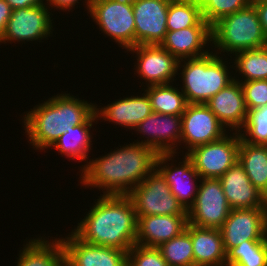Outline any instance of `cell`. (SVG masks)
<instances>
[{
	"instance_id": "1",
	"label": "cell",
	"mask_w": 267,
	"mask_h": 266,
	"mask_svg": "<svg viewBox=\"0 0 267 266\" xmlns=\"http://www.w3.org/2000/svg\"><path fill=\"white\" fill-rule=\"evenodd\" d=\"M157 156L152 148L137 142L120 146L82 165L80 183L85 188H101L102 195H128L156 168Z\"/></svg>"
},
{
	"instance_id": "2",
	"label": "cell",
	"mask_w": 267,
	"mask_h": 266,
	"mask_svg": "<svg viewBox=\"0 0 267 266\" xmlns=\"http://www.w3.org/2000/svg\"><path fill=\"white\" fill-rule=\"evenodd\" d=\"M138 218L128 195H102L71 231L85 243L126 253L135 245Z\"/></svg>"
},
{
	"instance_id": "3",
	"label": "cell",
	"mask_w": 267,
	"mask_h": 266,
	"mask_svg": "<svg viewBox=\"0 0 267 266\" xmlns=\"http://www.w3.org/2000/svg\"><path fill=\"white\" fill-rule=\"evenodd\" d=\"M95 112V104L70 93L54 95L23 117L24 130L35 150L50 148L68 125L83 124Z\"/></svg>"
},
{
	"instance_id": "4",
	"label": "cell",
	"mask_w": 267,
	"mask_h": 266,
	"mask_svg": "<svg viewBox=\"0 0 267 266\" xmlns=\"http://www.w3.org/2000/svg\"><path fill=\"white\" fill-rule=\"evenodd\" d=\"M218 55V52L213 53L211 51L204 56L178 62V71L183 67L182 72H180L183 87L180 89L188 104H205L233 81L231 72L227 67L229 65H226L229 63H225L222 59L223 56Z\"/></svg>"
},
{
	"instance_id": "5",
	"label": "cell",
	"mask_w": 267,
	"mask_h": 266,
	"mask_svg": "<svg viewBox=\"0 0 267 266\" xmlns=\"http://www.w3.org/2000/svg\"><path fill=\"white\" fill-rule=\"evenodd\" d=\"M211 35V45L217 48L215 53L221 51L234 56L236 52L267 46V38L253 4L218 20L211 26Z\"/></svg>"
},
{
	"instance_id": "6",
	"label": "cell",
	"mask_w": 267,
	"mask_h": 266,
	"mask_svg": "<svg viewBox=\"0 0 267 266\" xmlns=\"http://www.w3.org/2000/svg\"><path fill=\"white\" fill-rule=\"evenodd\" d=\"M94 23L124 49L135 46L132 0H85Z\"/></svg>"
},
{
	"instance_id": "7",
	"label": "cell",
	"mask_w": 267,
	"mask_h": 266,
	"mask_svg": "<svg viewBox=\"0 0 267 266\" xmlns=\"http://www.w3.org/2000/svg\"><path fill=\"white\" fill-rule=\"evenodd\" d=\"M128 196L137 216L187 215V210L171 193L168 183L156 168Z\"/></svg>"
},
{
	"instance_id": "8",
	"label": "cell",
	"mask_w": 267,
	"mask_h": 266,
	"mask_svg": "<svg viewBox=\"0 0 267 266\" xmlns=\"http://www.w3.org/2000/svg\"><path fill=\"white\" fill-rule=\"evenodd\" d=\"M232 135L226 134L219 140L196 146L185 152L200 178L219 179L238 161L240 133L233 132Z\"/></svg>"
},
{
	"instance_id": "9",
	"label": "cell",
	"mask_w": 267,
	"mask_h": 266,
	"mask_svg": "<svg viewBox=\"0 0 267 266\" xmlns=\"http://www.w3.org/2000/svg\"><path fill=\"white\" fill-rule=\"evenodd\" d=\"M197 195L187 210L188 224L202 228L220 229L231 208L219 179L201 178Z\"/></svg>"
},
{
	"instance_id": "10",
	"label": "cell",
	"mask_w": 267,
	"mask_h": 266,
	"mask_svg": "<svg viewBox=\"0 0 267 266\" xmlns=\"http://www.w3.org/2000/svg\"><path fill=\"white\" fill-rule=\"evenodd\" d=\"M46 4L12 11L5 32L0 39L4 42H28L47 39L52 34L53 24ZM7 41V42H6Z\"/></svg>"
},
{
	"instance_id": "11",
	"label": "cell",
	"mask_w": 267,
	"mask_h": 266,
	"mask_svg": "<svg viewBox=\"0 0 267 266\" xmlns=\"http://www.w3.org/2000/svg\"><path fill=\"white\" fill-rule=\"evenodd\" d=\"M226 253L244 241L267 237L266 207L231 209L220 228Z\"/></svg>"
},
{
	"instance_id": "12",
	"label": "cell",
	"mask_w": 267,
	"mask_h": 266,
	"mask_svg": "<svg viewBox=\"0 0 267 266\" xmlns=\"http://www.w3.org/2000/svg\"><path fill=\"white\" fill-rule=\"evenodd\" d=\"M227 129L206 104H188L181 116V143L186 149L221 139ZM188 145V146H187Z\"/></svg>"
},
{
	"instance_id": "13",
	"label": "cell",
	"mask_w": 267,
	"mask_h": 266,
	"mask_svg": "<svg viewBox=\"0 0 267 266\" xmlns=\"http://www.w3.org/2000/svg\"><path fill=\"white\" fill-rule=\"evenodd\" d=\"M136 52L137 63L135 71L145 80V84H172L178 73V60L161 45H136L127 52ZM175 77V78H174Z\"/></svg>"
},
{
	"instance_id": "14",
	"label": "cell",
	"mask_w": 267,
	"mask_h": 266,
	"mask_svg": "<svg viewBox=\"0 0 267 266\" xmlns=\"http://www.w3.org/2000/svg\"><path fill=\"white\" fill-rule=\"evenodd\" d=\"M171 0H132L135 20V46L160 45L167 33Z\"/></svg>"
},
{
	"instance_id": "15",
	"label": "cell",
	"mask_w": 267,
	"mask_h": 266,
	"mask_svg": "<svg viewBox=\"0 0 267 266\" xmlns=\"http://www.w3.org/2000/svg\"><path fill=\"white\" fill-rule=\"evenodd\" d=\"M174 156H176L175 153L158 154L156 169L165 178L171 189V193L188 210L194 203L197 195L199 185H197L196 181L201 180V178L194 169L191 159L186 154L178 166H173L172 163H168L170 160L173 161ZM168 164L171 165L169 166Z\"/></svg>"
},
{
	"instance_id": "16",
	"label": "cell",
	"mask_w": 267,
	"mask_h": 266,
	"mask_svg": "<svg viewBox=\"0 0 267 266\" xmlns=\"http://www.w3.org/2000/svg\"><path fill=\"white\" fill-rule=\"evenodd\" d=\"M134 130L142 133L143 137L147 135V140L137 143L152 148L157 154H177L181 139V116L152 112Z\"/></svg>"
},
{
	"instance_id": "17",
	"label": "cell",
	"mask_w": 267,
	"mask_h": 266,
	"mask_svg": "<svg viewBox=\"0 0 267 266\" xmlns=\"http://www.w3.org/2000/svg\"><path fill=\"white\" fill-rule=\"evenodd\" d=\"M69 234L60 238L64 248L65 266H127L125 251L91 245L77 238L72 232Z\"/></svg>"
},
{
	"instance_id": "18",
	"label": "cell",
	"mask_w": 267,
	"mask_h": 266,
	"mask_svg": "<svg viewBox=\"0 0 267 266\" xmlns=\"http://www.w3.org/2000/svg\"><path fill=\"white\" fill-rule=\"evenodd\" d=\"M205 104L230 132L240 133L245 126L248 110L240 82L233 80Z\"/></svg>"
},
{
	"instance_id": "19",
	"label": "cell",
	"mask_w": 267,
	"mask_h": 266,
	"mask_svg": "<svg viewBox=\"0 0 267 266\" xmlns=\"http://www.w3.org/2000/svg\"><path fill=\"white\" fill-rule=\"evenodd\" d=\"M208 41L211 45V26L202 18L195 26L167 31L160 45L180 61L209 53L210 50H205Z\"/></svg>"
},
{
	"instance_id": "20",
	"label": "cell",
	"mask_w": 267,
	"mask_h": 266,
	"mask_svg": "<svg viewBox=\"0 0 267 266\" xmlns=\"http://www.w3.org/2000/svg\"><path fill=\"white\" fill-rule=\"evenodd\" d=\"M219 180L231 209L265 207V195L251 183L239 161Z\"/></svg>"
},
{
	"instance_id": "21",
	"label": "cell",
	"mask_w": 267,
	"mask_h": 266,
	"mask_svg": "<svg viewBox=\"0 0 267 266\" xmlns=\"http://www.w3.org/2000/svg\"><path fill=\"white\" fill-rule=\"evenodd\" d=\"M137 218L135 244L147 247H158L180 235L188 224L187 215H150Z\"/></svg>"
},
{
	"instance_id": "22",
	"label": "cell",
	"mask_w": 267,
	"mask_h": 266,
	"mask_svg": "<svg viewBox=\"0 0 267 266\" xmlns=\"http://www.w3.org/2000/svg\"><path fill=\"white\" fill-rule=\"evenodd\" d=\"M95 105V113L97 118H102L105 121L114 122L129 130L142 122L152 111L151 102L144 91L142 96H131L119 99L107 106L97 108Z\"/></svg>"
},
{
	"instance_id": "23",
	"label": "cell",
	"mask_w": 267,
	"mask_h": 266,
	"mask_svg": "<svg viewBox=\"0 0 267 266\" xmlns=\"http://www.w3.org/2000/svg\"><path fill=\"white\" fill-rule=\"evenodd\" d=\"M191 235L194 266H226V251L220 229L187 224Z\"/></svg>"
},
{
	"instance_id": "24",
	"label": "cell",
	"mask_w": 267,
	"mask_h": 266,
	"mask_svg": "<svg viewBox=\"0 0 267 266\" xmlns=\"http://www.w3.org/2000/svg\"><path fill=\"white\" fill-rule=\"evenodd\" d=\"M50 241L43 237L31 238L20 250L16 266H65L64 248L60 238Z\"/></svg>"
},
{
	"instance_id": "25",
	"label": "cell",
	"mask_w": 267,
	"mask_h": 266,
	"mask_svg": "<svg viewBox=\"0 0 267 266\" xmlns=\"http://www.w3.org/2000/svg\"><path fill=\"white\" fill-rule=\"evenodd\" d=\"M97 119L94 112L83 124L68 125L65 132L50 147H54L61 155L72 160L85 161L88 164V153L91 149L92 135L90 128Z\"/></svg>"
},
{
	"instance_id": "26",
	"label": "cell",
	"mask_w": 267,
	"mask_h": 266,
	"mask_svg": "<svg viewBox=\"0 0 267 266\" xmlns=\"http://www.w3.org/2000/svg\"><path fill=\"white\" fill-rule=\"evenodd\" d=\"M238 161L251 183L267 195V145L251 144L240 136Z\"/></svg>"
},
{
	"instance_id": "27",
	"label": "cell",
	"mask_w": 267,
	"mask_h": 266,
	"mask_svg": "<svg viewBox=\"0 0 267 266\" xmlns=\"http://www.w3.org/2000/svg\"><path fill=\"white\" fill-rule=\"evenodd\" d=\"M173 84L152 85L145 88L152 111L159 114L182 116L188 105L182 90Z\"/></svg>"
},
{
	"instance_id": "28",
	"label": "cell",
	"mask_w": 267,
	"mask_h": 266,
	"mask_svg": "<svg viewBox=\"0 0 267 266\" xmlns=\"http://www.w3.org/2000/svg\"><path fill=\"white\" fill-rule=\"evenodd\" d=\"M234 57L232 66L237 69L236 72L242 74L240 76L242 78L239 80V77L236 79L233 76V80L238 82L267 80V46L236 52Z\"/></svg>"
},
{
	"instance_id": "29",
	"label": "cell",
	"mask_w": 267,
	"mask_h": 266,
	"mask_svg": "<svg viewBox=\"0 0 267 266\" xmlns=\"http://www.w3.org/2000/svg\"><path fill=\"white\" fill-rule=\"evenodd\" d=\"M226 266H267V237L231 248L226 253Z\"/></svg>"
},
{
	"instance_id": "30",
	"label": "cell",
	"mask_w": 267,
	"mask_h": 266,
	"mask_svg": "<svg viewBox=\"0 0 267 266\" xmlns=\"http://www.w3.org/2000/svg\"><path fill=\"white\" fill-rule=\"evenodd\" d=\"M157 248L168 266H194L193 245L187 230Z\"/></svg>"
},
{
	"instance_id": "31",
	"label": "cell",
	"mask_w": 267,
	"mask_h": 266,
	"mask_svg": "<svg viewBox=\"0 0 267 266\" xmlns=\"http://www.w3.org/2000/svg\"><path fill=\"white\" fill-rule=\"evenodd\" d=\"M201 19V7L197 0L170 1L166 22L168 31L195 26Z\"/></svg>"
},
{
	"instance_id": "32",
	"label": "cell",
	"mask_w": 267,
	"mask_h": 266,
	"mask_svg": "<svg viewBox=\"0 0 267 266\" xmlns=\"http://www.w3.org/2000/svg\"><path fill=\"white\" fill-rule=\"evenodd\" d=\"M201 7L202 18L212 26L218 20L242 10L251 0H197Z\"/></svg>"
},
{
	"instance_id": "33",
	"label": "cell",
	"mask_w": 267,
	"mask_h": 266,
	"mask_svg": "<svg viewBox=\"0 0 267 266\" xmlns=\"http://www.w3.org/2000/svg\"><path fill=\"white\" fill-rule=\"evenodd\" d=\"M240 136L248 143L267 145V105L248 111Z\"/></svg>"
},
{
	"instance_id": "34",
	"label": "cell",
	"mask_w": 267,
	"mask_h": 266,
	"mask_svg": "<svg viewBox=\"0 0 267 266\" xmlns=\"http://www.w3.org/2000/svg\"><path fill=\"white\" fill-rule=\"evenodd\" d=\"M127 266H168L157 247L135 244L127 252Z\"/></svg>"
},
{
	"instance_id": "35",
	"label": "cell",
	"mask_w": 267,
	"mask_h": 266,
	"mask_svg": "<svg viewBox=\"0 0 267 266\" xmlns=\"http://www.w3.org/2000/svg\"><path fill=\"white\" fill-rule=\"evenodd\" d=\"M240 84L248 111L267 105V80H251Z\"/></svg>"
},
{
	"instance_id": "36",
	"label": "cell",
	"mask_w": 267,
	"mask_h": 266,
	"mask_svg": "<svg viewBox=\"0 0 267 266\" xmlns=\"http://www.w3.org/2000/svg\"><path fill=\"white\" fill-rule=\"evenodd\" d=\"M12 11V8L6 0H0V39L5 32L7 22L11 17Z\"/></svg>"
},
{
	"instance_id": "37",
	"label": "cell",
	"mask_w": 267,
	"mask_h": 266,
	"mask_svg": "<svg viewBox=\"0 0 267 266\" xmlns=\"http://www.w3.org/2000/svg\"><path fill=\"white\" fill-rule=\"evenodd\" d=\"M254 5L262 30L267 38V2H251Z\"/></svg>"
},
{
	"instance_id": "38",
	"label": "cell",
	"mask_w": 267,
	"mask_h": 266,
	"mask_svg": "<svg viewBox=\"0 0 267 266\" xmlns=\"http://www.w3.org/2000/svg\"><path fill=\"white\" fill-rule=\"evenodd\" d=\"M43 1L45 0H6L12 10H16L19 8H30L37 5L46 4V2Z\"/></svg>"
},
{
	"instance_id": "39",
	"label": "cell",
	"mask_w": 267,
	"mask_h": 266,
	"mask_svg": "<svg viewBox=\"0 0 267 266\" xmlns=\"http://www.w3.org/2000/svg\"><path fill=\"white\" fill-rule=\"evenodd\" d=\"M79 0H46V3H47V6L50 8V7H53V8H59V10H65V11H69V10H72L73 7H75V4L76 3H79L78 2ZM81 1V0H80Z\"/></svg>"
},
{
	"instance_id": "40",
	"label": "cell",
	"mask_w": 267,
	"mask_h": 266,
	"mask_svg": "<svg viewBox=\"0 0 267 266\" xmlns=\"http://www.w3.org/2000/svg\"><path fill=\"white\" fill-rule=\"evenodd\" d=\"M251 2H267V0H251Z\"/></svg>"
},
{
	"instance_id": "41",
	"label": "cell",
	"mask_w": 267,
	"mask_h": 266,
	"mask_svg": "<svg viewBox=\"0 0 267 266\" xmlns=\"http://www.w3.org/2000/svg\"><path fill=\"white\" fill-rule=\"evenodd\" d=\"M265 207H266V211H267V195L265 196Z\"/></svg>"
}]
</instances>
